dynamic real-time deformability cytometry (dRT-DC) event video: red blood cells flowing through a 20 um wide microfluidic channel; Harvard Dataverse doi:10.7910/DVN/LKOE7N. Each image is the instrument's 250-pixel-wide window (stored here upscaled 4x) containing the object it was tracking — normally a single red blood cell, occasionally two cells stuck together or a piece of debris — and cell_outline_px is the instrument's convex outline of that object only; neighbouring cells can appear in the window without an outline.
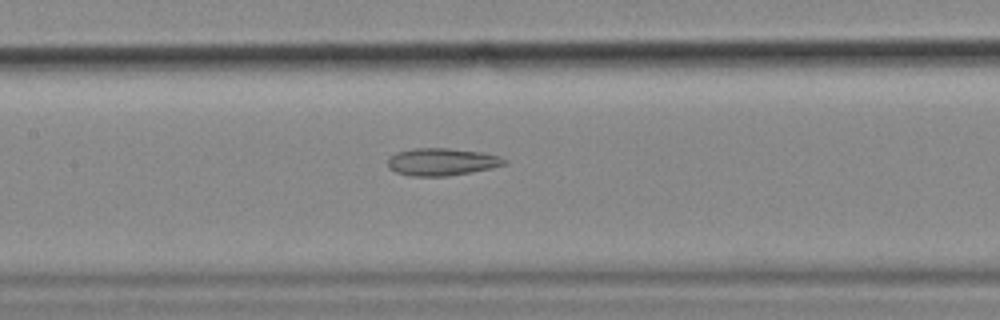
{"species": "common noctule bat (a hibernating species)", "species_latin": "Nyctalus noctula", "temperature_condition": "cold", "stored_images_in_passage": 41, "camera_frame_rate_fps": 3000, "um_per_image_px": 0.085, "animal": {"sex": "female", "body_mass_g": 18.4}, "frame": {"image": 1, "passage_image": 12, "time_ms": 3.667, "image_size_px": [1000, 320], "cell_outline_px": [[508, 164], [492, 168], [444, 176], [412, 176], [396, 172], [388, 168], [388, 160], [396, 152], [412, 148], [448, 148], [480, 152], [500, 156], [508, 160]], "centroid_in_image_um": [37.57, 13.75], "position_along_channel_um": 169.8, "area_um2": 18.55}, "authors_computed_cell_mechanics": {"area_um2": 19.652, "velocity_mm_per_s": 3.5679, "shape_relaxation_time_tau1_ms": null, "shape_relaxation_time_tau2_ms": 4.5236, "deformation_change_tau1": null, "deformation_change_tau2": 0.1344}}